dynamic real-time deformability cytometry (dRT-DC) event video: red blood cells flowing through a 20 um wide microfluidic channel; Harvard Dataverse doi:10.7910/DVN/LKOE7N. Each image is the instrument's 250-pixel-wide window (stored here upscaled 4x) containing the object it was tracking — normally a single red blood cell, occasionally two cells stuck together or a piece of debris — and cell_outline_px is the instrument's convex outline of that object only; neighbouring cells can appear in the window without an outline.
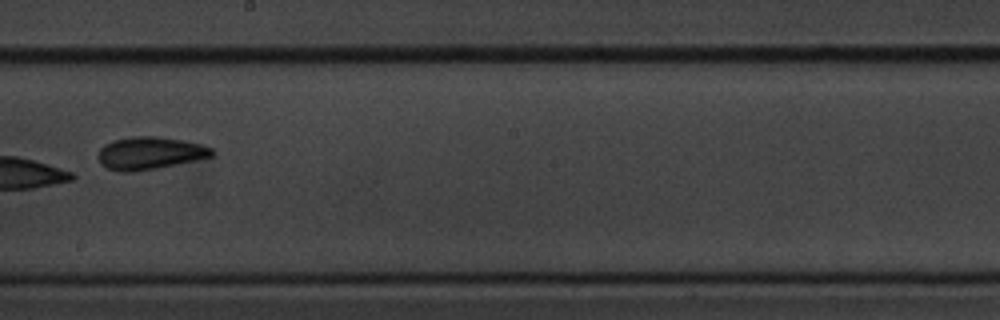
{"species": "common noctule bat (a hibernating species)", "species_latin": "Nyctalus noctula", "temperature_condition": "cold", "stored_images_in_passage": 14, "camera_frame_rate_fps": 3000, "um_per_image_px": 0.085, "animal": {"sex": "male", "body_mass_g": 20.1, "forearm_length_mm": 53.5}, "frame": {"image": 1, "passage_image": 8, "time_ms": 9.0, "image_size_px": [1000, 320], "cell_outline_px": [[216, 152], [212, 156], [196, 160], [156, 168], [132, 172], [120, 172], [108, 168], [100, 164], [96, 156], [100, 148], [104, 144], [112, 140], [132, 136], [156, 136], [184, 140], [204, 144], [212, 148]], "centroid_in_image_um": [12.72, 13.0], "position_along_channel_um": 235.5, "area_um2": 21.91}}
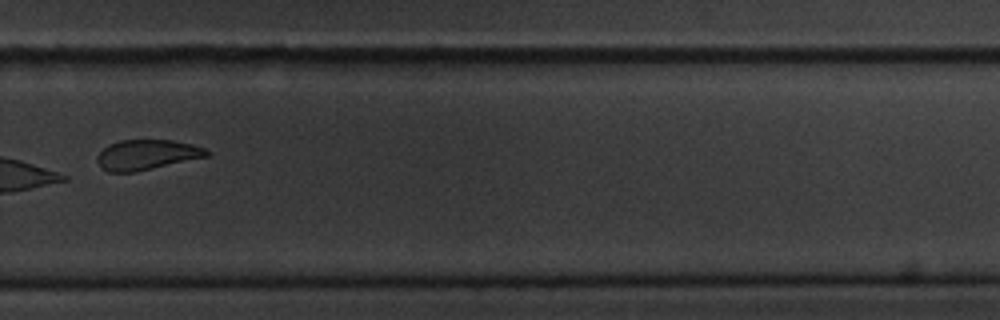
{"frame": {"image": 2, "passage_image": 10, "time_ms": 11.333, "image_size_px": [1000, 320], "cell_outline_px": [[208, 156], [136, 172], [108, 172], [96, 160], [96, 156], [108, 144], [120, 140], [172, 140], [192, 144], [204, 148], [208, 152]], "centroid_in_image_um": [12.45, 13.15], "position_along_channel_um": 317.3, "area_um2": 19.07}}
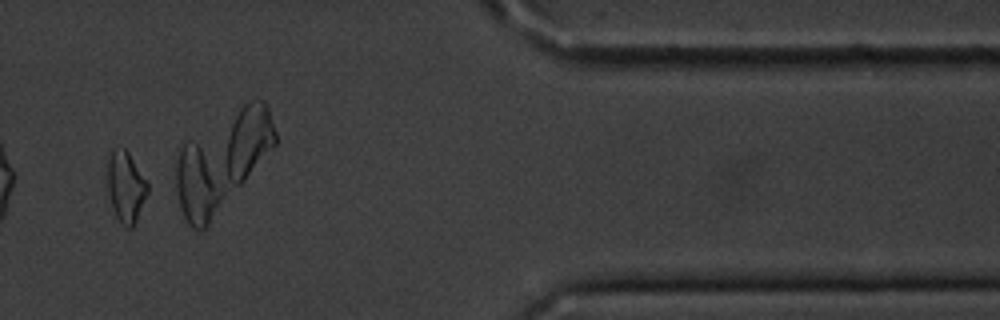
{"frame": {"image": 3, "passage_image": 12, "time_ms": 14.0, "image_size_px": [1000, 320], "cell_outline_px": [[148, 192], [136, 220], [132, 228], [128, 228], [116, 216], [112, 208], [108, 188], [108, 160], [112, 148], [124, 148], [128, 152], [148, 180]], "centroid_in_image_um": [10.71, 15.84], "position_along_channel_um": 400.7, "area_um2": 16.42}, "authors_computed_cell_mechanics": {"area_um2": 19.8543, "velocity_mm_per_s": 3.5077, "shape_relaxation_time_tau1_ms": 4.6796, "shape_relaxation_time_tau2_ms": null, "deformation_change_tau1": 0.1325, "deformation_change_tau2": null}}